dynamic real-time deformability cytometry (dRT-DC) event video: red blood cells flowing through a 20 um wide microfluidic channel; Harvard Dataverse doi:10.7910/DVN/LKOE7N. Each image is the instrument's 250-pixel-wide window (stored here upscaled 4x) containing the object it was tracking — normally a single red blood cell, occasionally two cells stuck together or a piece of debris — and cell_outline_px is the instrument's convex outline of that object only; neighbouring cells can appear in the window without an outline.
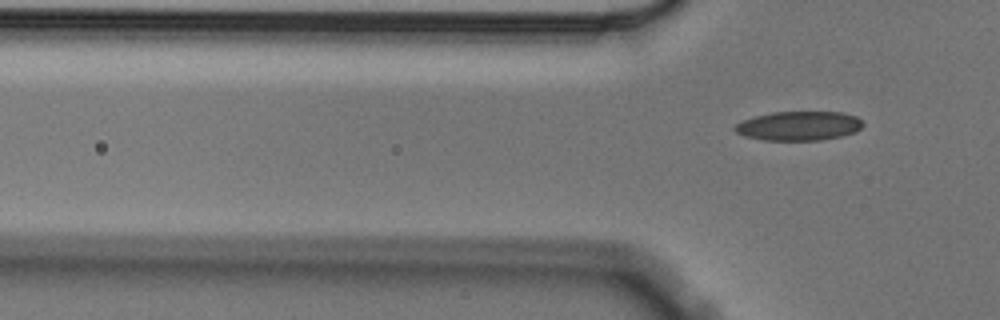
{"species": "Egyptian fruit bat (a non-hibernating species)", "species_latin": "Rousettus aegyptiacus", "temperature_condition": "cold", "stored_images_in_passage": 4, "segment_of_instrument_passage": [2, 2], "camera_frame_rate_fps": 3000, "um_per_image_px": 0.085, "animal": {"sex": "male"}, "frame": {"image": 1, "passage_image": 4, "time_ms": 1.0, "image_size_px": [1000, 320], "cell_outline_px": [[864, 124], [856, 132], [840, 136], [820, 140], [764, 140], [744, 136], [736, 132], [732, 128], [736, 124], [744, 120], [756, 116], [772, 112], [840, 112], [856, 116]], "centroid_in_image_um": [67.89, 10.7], "position_along_channel_um": 57.9, "area_um2": 21.68}}